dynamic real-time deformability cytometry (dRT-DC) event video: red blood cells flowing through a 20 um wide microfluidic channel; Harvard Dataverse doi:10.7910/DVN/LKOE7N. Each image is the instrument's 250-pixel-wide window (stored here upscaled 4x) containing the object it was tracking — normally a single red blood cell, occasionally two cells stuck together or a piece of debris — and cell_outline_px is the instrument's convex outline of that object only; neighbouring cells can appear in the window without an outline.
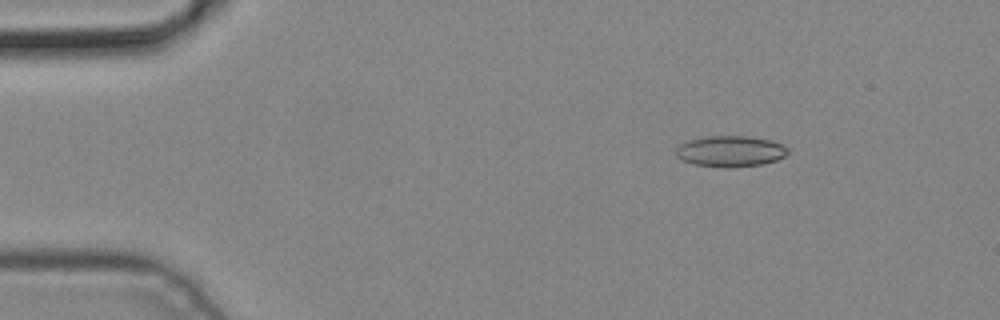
{"species": "common noctule bat (a hibernating species)", "species_latin": "Nyctalus noctula", "temperature_condition": "cold", "stored_images_in_passage": 3, "camera_frame_rate_fps": 3000, "um_per_image_px": 0.085, "animal": {"sex": "male", "body_mass_g": 19.2, "forearm_length_mm": 51.8}, "frame": {"image": 1, "passage_image": 1, "time_ms": 0.0, "image_size_px": [1000, 320], "cell_outline_px": [[788, 152], [784, 156], [776, 160], [760, 164], [696, 164], [684, 160], [676, 156], [676, 148], [680, 144], [688, 140], [708, 136], [748, 136], [772, 140], [788, 148]], "centroid_in_image_um": [62.09, 12.79], "position_along_channel_um": 22.9, "area_um2": 19.07}}
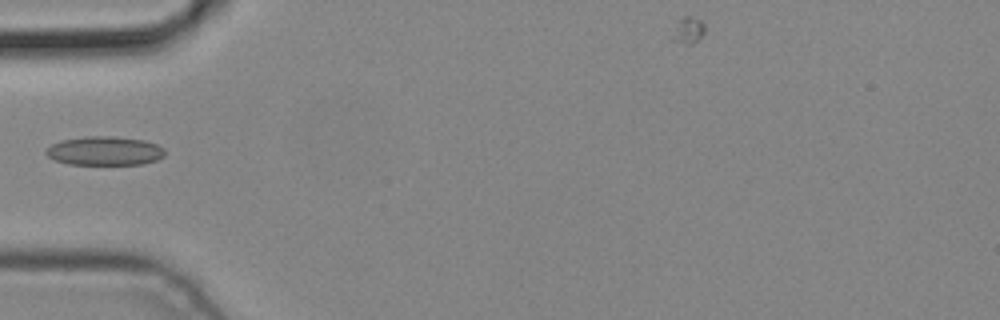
{"frame": {"image": 2, "passage_image": 3, "time_ms": 0.667, "image_size_px": [1000, 320], "cell_outline_px": [[164, 156], [156, 160], [144, 164], [68, 164], [56, 160], [48, 156], [44, 152], [52, 144], [60, 140], [84, 136], [116, 136], [144, 140], [156, 144], [164, 148]], "centroid_in_image_um": [8.9, 12.81], "position_along_channel_um": 76.1, "area_um2": 20.06}}